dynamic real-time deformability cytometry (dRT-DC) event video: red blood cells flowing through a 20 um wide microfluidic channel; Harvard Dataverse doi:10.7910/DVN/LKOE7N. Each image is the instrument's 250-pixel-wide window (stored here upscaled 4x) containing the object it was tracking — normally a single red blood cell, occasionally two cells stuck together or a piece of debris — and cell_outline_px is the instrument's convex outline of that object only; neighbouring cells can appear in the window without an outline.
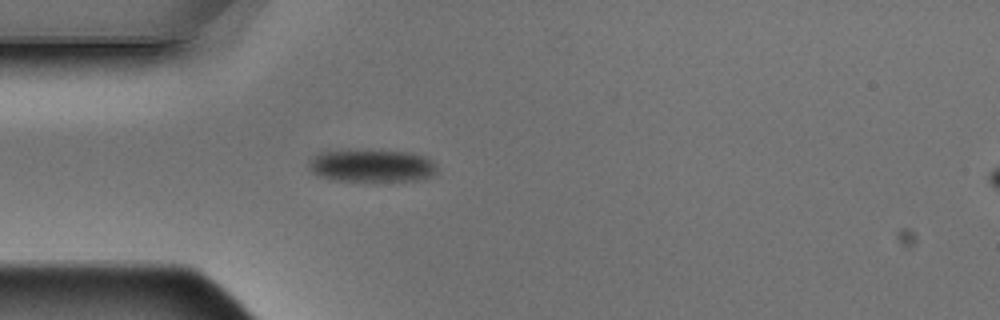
{"species": "Egyptian fruit bat (a non-hibernating species)", "species_latin": "Rousettus aegyptiacus", "temperature_condition": "warm", "stored_images_in_passage": 1, "camera_frame_rate_fps": 3000, "um_per_image_px": 0.085, "animal": {"sex": "male"}, "frame": {"image": 1, "passage_image": 1, "time_ms": 0.0, "image_size_px": [1000, 320], "cell_outline_px": [[436, 172], [432, 176], [416, 180], [336, 180], [312, 172], [308, 168], [308, 160], [320, 152], [348, 148], [408, 152], [428, 156], [436, 164]], "centroid_in_image_um": [31.59, 14.03], "position_along_channel_um": 53.4, "area_um2": 24.68}}